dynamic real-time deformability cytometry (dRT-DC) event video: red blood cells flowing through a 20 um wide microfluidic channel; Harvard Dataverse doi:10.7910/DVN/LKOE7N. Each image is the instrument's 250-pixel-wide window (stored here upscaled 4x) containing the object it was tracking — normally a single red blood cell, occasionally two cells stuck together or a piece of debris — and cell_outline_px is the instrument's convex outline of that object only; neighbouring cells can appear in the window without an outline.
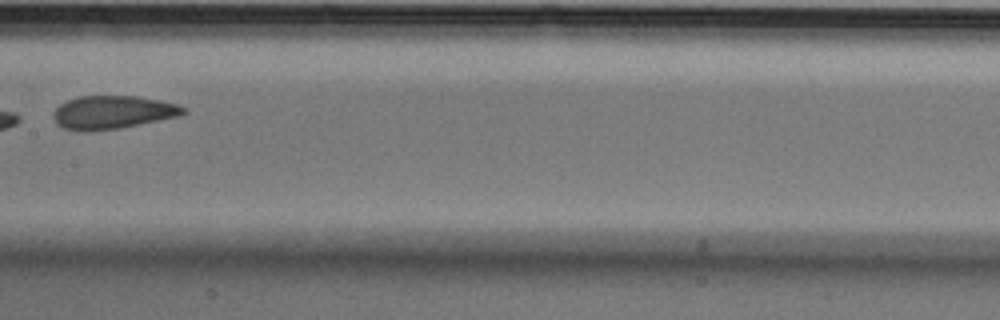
{"species": "Egyptian fruit bat (a non-hibernating species)", "species_latin": "Rousettus aegyptiacus", "temperature_condition": "cold", "stored_images_in_passage": 8, "camera_frame_rate_fps": 3000, "um_per_image_px": 0.085, "animal": {"sex": "male"}, "frame": {"image": 1, "passage_image": 8, "time_ms": 2.333, "image_size_px": [1000, 320], "cell_outline_px": [[188, 112], [176, 116], [140, 124], [120, 128], [84, 132], [64, 128], [56, 124], [52, 116], [52, 112], [60, 104], [76, 96], [136, 96], [160, 100], [176, 104], [188, 108]], "centroid_in_image_um": [9.54, 9.54], "position_along_channel_um": 197.9, "area_um2": 25.26}}